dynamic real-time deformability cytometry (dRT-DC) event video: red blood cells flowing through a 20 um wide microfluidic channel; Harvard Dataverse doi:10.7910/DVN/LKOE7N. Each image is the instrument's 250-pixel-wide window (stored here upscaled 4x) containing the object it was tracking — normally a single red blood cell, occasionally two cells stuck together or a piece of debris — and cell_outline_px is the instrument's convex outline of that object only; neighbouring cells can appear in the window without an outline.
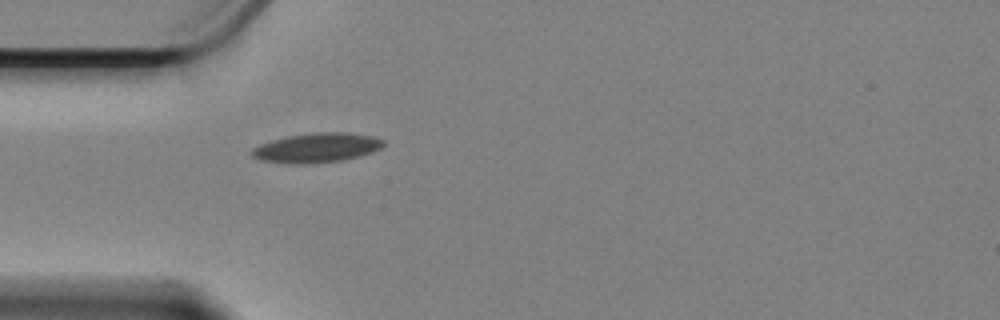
{"species": "Egyptian fruit bat (a non-hibernating species)", "species_latin": "Rousettus aegyptiacus", "temperature_condition": "cold", "stored_images_in_passage": 37, "camera_frame_rate_fps": 3000, "um_per_image_px": 0.085, "animal": {"sex": "female"}, "frame": {"image": 1, "passage_image": 1, "time_ms": 0.0, "image_size_px": [1000, 320], "cell_outline_px": [[384, 144], [380, 148], [372, 152], [340, 160], [308, 164], [292, 164], [260, 160], [252, 156], [252, 148], [260, 144], [272, 140], [288, 136], [316, 132], [348, 132], [376, 136], [384, 140]], "centroid_in_image_um": [26.93, 12.55], "position_along_channel_um": 58.1, "area_um2": 22.54}}
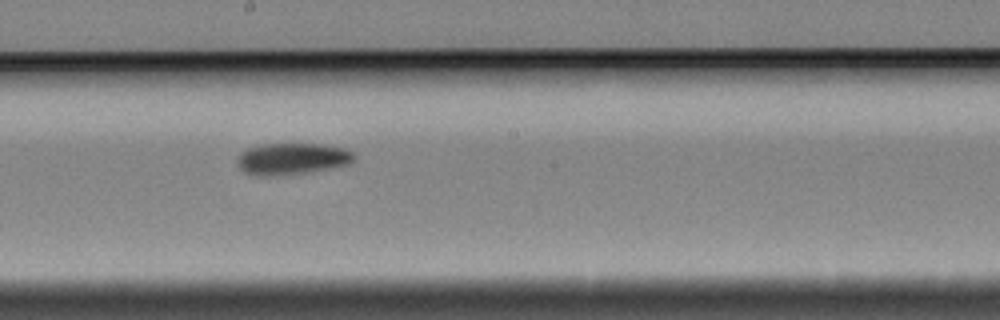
{"frame": {"image": 2, "passage_image": 16, "time_ms": 5.0, "image_size_px": [1000, 320], "cell_outline_px": [[356, 156], [348, 164], [332, 168], [308, 172], [276, 176], [252, 176], [244, 172], [240, 168], [236, 160], [240, 152], [248, 148], [260, 144], [324, 144], [344, 148], [352, 152]], "centroid_in_image_um": [24.78, 13.5], "position_along_channel_um": 223.4, "area_um2": 21.73}}
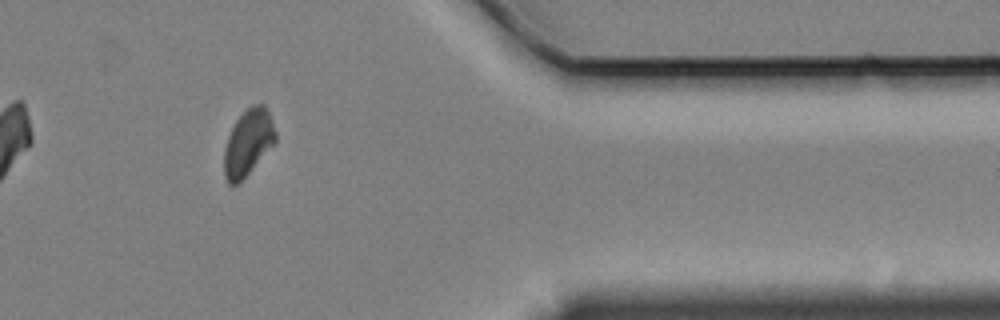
{"frame": {"image": 3, "passage_image": 33, "time_ms": 10.667, "image_size_px": [1000, 320], "cell_outline_px": [[276, 140], [248, 172], [236, 184], [228, 184], [224, 176], [224, 148], [228, 136], [236, 120], [252, 104], [264, 104], [272, 120], [276, 132]], "centroid_in_image_um": [21.07, 12.09], "position_along_channel_um": 390.3, "area_um2": 19.25}, "authors_computed_cell_mechanics": {"area_um2": 21.1548, "velocity_mm_per_s": 3.3501, "shape_relaxation_time_tau1_ms": 3.6004, "shape_relaxation_time_tau2_ms": null, "deformation_change_tau1": 0.1163, "deformation_change_tau2": null}}